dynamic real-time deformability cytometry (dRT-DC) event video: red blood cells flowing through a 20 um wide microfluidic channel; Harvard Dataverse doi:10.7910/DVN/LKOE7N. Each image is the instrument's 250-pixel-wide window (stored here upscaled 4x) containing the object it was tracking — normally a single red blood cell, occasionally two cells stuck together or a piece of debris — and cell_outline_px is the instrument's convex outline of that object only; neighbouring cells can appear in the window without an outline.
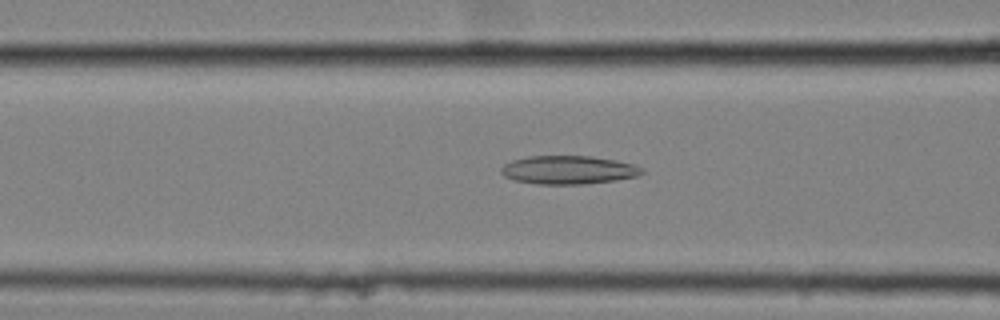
{"species": "common noctule bat (a hibernating species)", "species_latin": "Nyctalus noctula", "temperature_condition": "cold", "stored_images_in_passage": 58, "camera_frame_rate_fps": 3000, "um_per_image_px": 0.085, "animal": {"sex": "female", "body_mass_g": 25.1}, "frame": {"image": 1, "passage_image": 24, "time_ms": 7.667, "image_size_px": [1000, 320], "cell_outline_px": [[644, 172], [636, 176], [616, 180], [584, 184], [536, 184], [512, 180], [504, 176], [500, 172], [500, 168], [504, 164], [512, 160], [528, 156], [592, 156], [616, 160], [632, 164], [644, 168]], "centroid_in_image_um": [48.28, 14.44], "position_along_channel_um": 118.3, "area_um2": 23.47}}
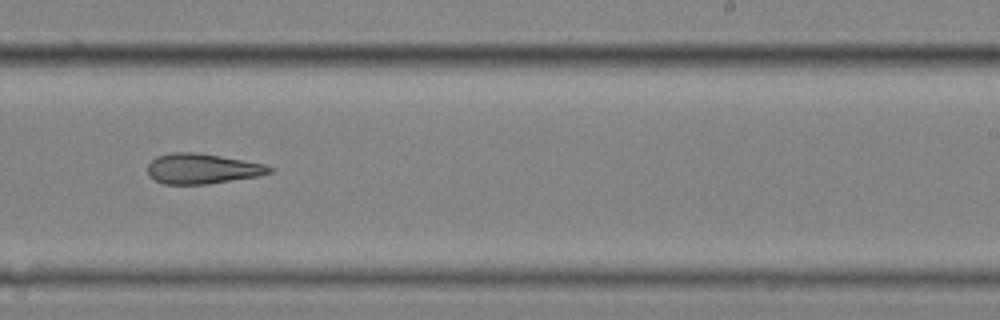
{"frame": {"image": 2, "passage_image": 37, "time_ms": 12.0, "image_size_px": [1000, 320], "cell_outline_px": [[272, 172], [260, 176], [208, 184], [164, 184], [148, 176], [148, 164], [156, 156], [172, 152], [196, 152], [220, 156], [264, 164], [272, 168]], "centroid_in_image_um": [17.17, 14.34], "position_along_channel_um": 271.8, "area_um2": 21.44}}
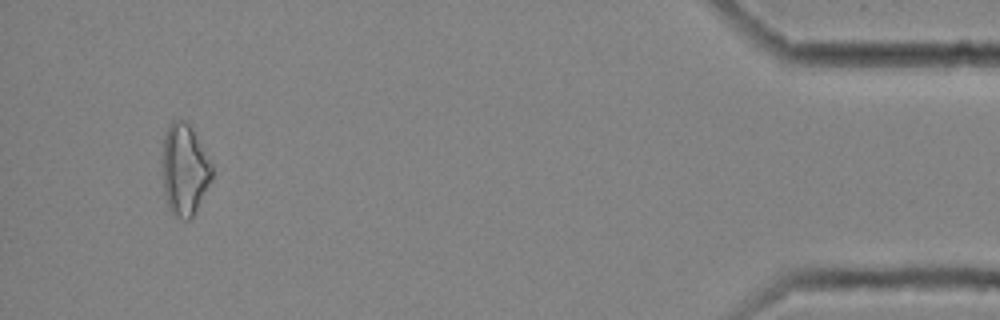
{"frame": {"image": 3, "passage_image": 55, "time_ms": 18.0, "image_size_px": [1000, 320], "cell_outline_px": [[212, 180], [192, 216], [188, 220], [184, 220], [172, 216], [168, 208], [164, 192], [160, 160], [164, 136], [172, 120], [188, 120], [212, 164]], "centroid_in_image_um": [15.65, 14.41], "position_along_channel_um": 419.6, "area_um2": 26.99}}